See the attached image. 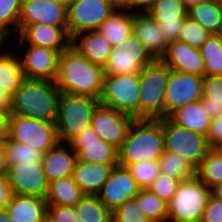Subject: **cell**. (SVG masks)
Here are the masks:
<instances>
[{
	"instance_id": "1",
	"label": "cell",
	"mask_w": 222,
	"mask_h": 222,
	"mask_svg": "<svg viewBox=\"0 0 222 222\" xmlns=\"http://www.w3.org/2000/svg\"><path fill=\"white\" fill-rule=\"evenodd\" d=\"M104 68L91 63L71 44L60 53L55 80L60 92L99 99L103 93Z\"/></svg>"
},
{
	"instance_id": "2",
	"label": "cell",
	"mask_w": 222,
	"mask_h": 222,
	"mask_svg": "<svg viewBox=\"0 0 222 222\" xmlns=\"http://www.w3.org/2000/svg\"><path fill=\"white\" fill-rule=\"evenodd\" d=\"M60 90L55 81L24 79L12 96V115L56 122Z\"/></svg>"
},
{
	"instance_id": "3",
	"label": "cell",
	"mask_w": 222,
	"mask_h": 222,
	"mask_svg": "<svg viewBox=\"0 0 222 222\" xmlns=\"http://www.w3.org/2000/svg\"><path fill=\"white\" fill-rule=\"evenodd\" d=\"M164 152L162 118L133 119L118 150L119 164L159 161Z\"/></svg>"
},
{
	"instance_id": "4",
	"label": "cell",
	"mask_w": 222,
	"mask_h": 222,
	"mask_svg": "<svg viewBox=\"0 0 222 222\" xmlns=\"http://www.w3.org/2000/svg\"><path fill=\"white\" fill-rule=\"evenodd\" d=\"M100 100L78 94H60L55 122L60 143L68 144L91 126L92 115Z\"/></svg>"
},
{
	"instance_id": "5",
	"label": "cell",
	"mask_w": 222,
	"mask_h": 222,
	"mask_svg": "<svg viewBox=\"0 0 222 222\" xmlns=\"http://www.w3.org/2000/svg\"><path fill=\"white\" fill-rule=\"evenodd\" d=\"M170 69L161 61L155 60L139 73V119L164 118V103Z\"/></svg>"
},
{
	"instance_id": "6",
	"label": "cell",
	"mask_w": 222,
	"mask_h": 222,
	"mask_svg": "<svg viewBox=\"0 0 222 222\" xmlns=\"http://www.w3.org/2000/svg\"><path fill=\"white\" fill-rule=\"evenodd\" d=\"M211 189L196 176L182 180L167 204V222H200Z\"/></svg>"
},
{
	"instance_id": "7",
	"label": "cell",
	"mask_w": 222,
	"mask_h": 222,
	"mask_svg": "<svg viewBox=\"0 0 222 222\" xmlns=\"http://www.w3.org/2000/svg\"><path fill=\"white\" fill-rule=\"evenodd\" d=\"M139 73L104 75L100 104L139 119Z\"/></svg>"
},
{
	"instance_id": "8",
	"label": "cell",
	"mask_w": 222,
	"mask_h": 222,
	"mask_svg": "<svg viewBox=\"0 0 222 222\" xmlns=\"http://www.w3.org/2000/svg\"><path fill=\"white\" fill-rule=\"evenodd\" d=\"M164 150L176 153L196 169L211 147L207 136L182 128L169 118H162Z\"/></svg>"
},
{
	"instance_id": "9",
	"label": "cell",
	"mask_w": 222,
	"mask_h": 222,
	"mask_svg": "<svg viewBox=\"0 0 222 222\" xmlns=\"http://www.w3.org/2000/svg\"><path fill=\"white\" fill-rule=\"evenodd\" d=\"M8 139L29 145L44 154L59 143L55 122H47L12 114Z\"/></svg>"
},
{
	"instance_id": "10",
	"label": "cell",
	"mask_w": 222,
	"mask_h": 222,
	"mask_svg": "<svg viewBox=\"0 0 222 222\" xmlns=\"http://www.w3.org/2000/svg\"><path fill=\"white\" fill-rule=\"evenodd\" d=\"M13 38L17 41L15 43L13 40L11 45H17V49L21 50L16 53L21 62L24 78L55 81L61 52L47 47L25 44L18 36Z\"/></svg>"
},
{
	"instance_id": "11",
	"label": "cell",
	"mask_w": 222,
	"mask_h": 222,
	"mask_svg": "<svg viewBox=\"0 0 222 222\" xmlns=\"http://www.w3.org/2000/svg\"><path fill=\"white\" fill-rule=\"evenodd\" d=\"M115 10L116 8L108 0H69L67 2L69 37L98 30Z\"/></svg>"
},
{
	"instance_id": "12",
	"label": "cell",
	"mask_w": 222,
	"mask_h": 222,
	"mask_svg": "<svg viewBox=\"0 0 222 222\" xmlns=\"http://www.w3.org/2000/svg\"><path fill=\"white\" fill-rule=\"evenodd\" d=\"M155 59L145 46L132 33L128 38L113 46V50L104 67L105 75L140 73L141 70Z\"/></svg>"
},
{
	"instance_id": "13",
	"label": "cell",
	"mask_w": 222,
	"mask_h": 222,
	"mask_svg": "<svg viewBox=\"0 0 222 222\" xmlns=\"http://www.w3.org/2000/svg\"><path fill=\"white\" fill-rule=\"evenodd\" d=\"M203 97V77L170 70L164 103V118L186 103Z\"/></svg>"
},
{
	"instance_id": "14",
	"label": "cell",
	"mask_w": 222,
	"mask_h": 222,
	"mask_svg": "<svg viewBox=\"0 0 222 222\" xmlns=\"http://www.w3.org/2000/svg\"><path fill=\"white\" fill-rule=\"evenodd\" d=\"M33 24L68 27L67 1L23 0L18 26Z\"/></svg>"
},
{
	"instance_id": "15",
	"label": "cell",
	"mask_w": 222,
	"mask_h": 222,
	"mask_svg": "<svg viewBox=\"0 0 222 222\" xmlns=\"http://www.w3.org/2000/svg\"><path fill=\"white\" fill-rule=\"evenodd\" d=\"M133 118L99 104L93 112L91 127L99 138L120 149Z\"/></svg>"
},
{
	"instance_id": "16",
	"label": "cell",
	"mask_w": 222,
	"mask_h": 222,
	"mask_svg": "<svg viewBox=\"0 0 222 222\" xmlns=\"http://www.w3.org/2000/svg\"><path fill=\"white\" fill-rule=\"evenodd\" d=\"M6 177L13 194L46 197L49 183L42 163H20L9 166Z\"/></svg>"
},
{
	"instance_id": "17",
	"label": "cell",
	"mask_w": 222,
	"mask_h": 222,
	"mask_svg": "<svg viewBox=\"0 0 222 222\" xmlns=\"http://www.w3.org/2000/svg\"><path fill=\"white\" fill-rule=\"evenodd\" d=\"M139 190L135 179L126 167L117 165L111 171L108 180L97 196L113 212L128 199L134 198Z\"/></svg>"
},
{
	"instance_id": "18",
	"label": "cell",
	"mask_w": 222,
	"mask_h": 222,
	"mask_svg": "<svg viewBox=\"0 0 222 222\" xmlns=\"http://www.w3.org/2000/svg\"><path fill=\"white\" fill-rule=\"evenodd\" d=\"M187 10L182 0H158L146 13L160 25L170 43L179 39Z\"/></svg>"
},
{
	"instance_id": "19",
	"label": "cell",
	"mask_w": 222,
	"mask_h": 222,
	"mask_svg": "<svg viewBox=\"0 0 222 222\" xmlns=\"http://www.w3.org/2000/svg\"><path fill=\"white\" fill-rule=\"evenodd\" d=\"M170 70L205 76V64L199 49L182 41L168 43L165 55L160 59Z\"/></svg>"
},
{
	"instance_id": "20",
	"label": "cell",
	"mask_w": 222,
	"mask_h": 222,
	"mask_svg": "<svg viewBox=\"0 0 222 222\" xmlns=\"http://www.w3.org/2000/svg\"><path fill=\"white\" fill-rule=\"evenodd\" d=\"M17 36L25 43L55 49L59 52L71 44L68 27H55L43 24L18 26Z\"/></svg>"
},
{
	"instance_id": "21",
	"label": "cell",
	"mask_w": 222,
	"mask_h": 222,
	"mask_svg": "<svg viewBox=\"0 0 222 222\" xmlns=\"http://www.w3.org/2000/svg\"><path fill=\"white\" fill-rule=\"evenodd\" d=\"M133 34L145 46L155 60H160L167 51L168 43L160 25L147 13L133 12Z\"/></svg>"
},
{
	"instance_id": "22",
	"label": "cell",
	"mask_w": 222,
	"mask_h": 222,
	"mask_svg": "<svg viewBox=\"0 0 222 222\" xmlns=\"http://www.w3.org/2000/svg\"><path fill=\"white\" fill-rule=\"evenodd\" d=\"M117 165L119 164H98L76 160L72 177L84 195L97 196Z\"/></svg>"
},
{
	"instance_id": "23",
	"label": "cell",
	"mask_w": 222,
	"mask_h": 222,
	"mask_svg": "<svg viewBox=\"0 0 222 222\" xmlns=\"http://www.w3.org/2000/svg\"><path fill=\"white\" fill-rule=\"evenodd\" d=\"M47 207L45 198L13 194L5 209L13 222H47Z\"/></svg>"
},
{
	"instance_id": "24",
	"label": "cell",
	"mask_w": 222,
	"mask_h": 222,
	"mask_svg": "<svg viewBox=\"0 0 222 222\" xmlns=\"http://www.w3.org/2000/svg\"><path fill=\"white\" fill-rule=\"evenodd\" d=\"M71 45L91 63L103 68L113 50V46L98 30L75 35L71 38Z\"/></svg>"
},
{
	"instance_id": "25",
	"label": "cell",
	"mask_w": 222,
	"mask_h": 222,
	"mask_svg": "<svg viewBox=\"0 0 222 222\" xmlns=\"http://www.w3.org/2000/svg\"><path fill=\"white\" fill-rule=\"evenodd\" d=\"M76 160L70 146L60 142L44 154L42 165L48 183L72 176Z\"/></svg>"
},
{
	"instance_id": "26",
	"label": "cell",
	"mask_w": 222,
	"mask_h": 222,
	"mask_svg": "<svg viewBox=\"0 0 222 222\" xmlns=\"http://www.w3.org/2000/svg\"><path fill=\"white\" fill-rule=\"evenodd\" d=\"M176 125L207 136L211 118L205 111L202 101L186 103L176 109L169 117Z\"/></svg>"
},
{
	"instance_id": "27",
	"label": "cell",
	"mask_w": 222,
	"mask_h": 222,
	"mask_svg": "<svg viewBox=\"0 0 222 222\" xmlns=\"http://www.w3.org/2000/svg\"><path fill=\"white\" fill-rule=\"evenodd\" d=\"M9 41L6 49L0 52V86L13 96L25 78L20 59L15 51L17 46L10 48Z\"/></svg>"
},
{
	"instance_id": "28",
	"label": "cell",
	"mask_w": 222,
	"mask_h": 222,
	"mask_svg": "<svg viewBox=\"0 0 222 222\" xmlns=\"http://www.w3.org/2000/svg\"><path fill=\"white\" fill-rule=\"evenodd\" d=\"M82 162L98 164H119L118 150L104 140L91 143H68Z\"/></svg>"
},
{
	"instance_id": "29",
	"label": "cell",
	"mask_w": 222,
	"mask_h": 222,
	"mask_svg": "<svg viewBox=\"0 0 222 222\" xmlns=\"http://www.w3.org/2000/svg\"><path fill=\"white\" fill-rule=\"evenodd\" d=\"M98 31L112 46L119 44L133 33V12L116 9L101 24Z\"/></svg>"
},
{
	"instance_id": "30",
	"label": "cell",
	"mask_w": 222,
	"mask_h": 222,
	"mask_svg": "<svg viewBox=\"0 0 222 222\" xmlns=\"http://www.w3.org/2000/svg\"><path fill=\"white\" fill-rule=\"evenodd\" d=\"M83 197V192L69 176L50 182L45 200L48 205L74 207Z\"/></svg>"
},
{
	"instance_id": "31",
	"label": "cell",
	"mask_w": 222,
	"mask_h": 222,
	"mask_svg": "<svg viewBox=\"0 0 222 222\" xmlns=\"http://www.w3.org/2000/svg\"><path fill=\"white\" fill-rule=\"evenodd\" d=\"M187 14L209 33L217 34L222 25V2L220 0L203 1L191 6Z\"/></svg>"
},
{
	"instance_id": "32",
	"label": "cell",
	"mask_w": 222,
	"mask_h": 222,
	"mask_svg": "<svg viewBox=\"0 0 222 222\" xmlns=\"http://www.w3.org/2000/svg\"><path fill=\"white\" fill-rule=\"evenodd\" d=\"M160 173L170 178L182 180L196 176V169L176 153L164 150L159 158Z\"/></svg>"
},
{
	"instance_id": "33",
	"label": "cell",
	"mask_w": 222,
	"mask_h": 222,
	"mask_svg": "<svg viewBox=\"0 0 222 222\" xmlns=\"http://www.w3.org/2000/svg\"><path fill=\"white\" fill-rule=\"evenodd\" d=\"M74 209L81 222H112V212L98 196L84 195Z\"/></svg>"
},
{
	"instance_id": "34",
	"label": "cell",
	"mask_w": 222,
	"mask_h": 222,
	"mask_svg": "<svg viewBox=\"0 0 222 222\" xmlns=\"http://www.w3.org/2000/svg\"><path fill=\"white\" fill-rule=\"evenodd\" d=\"M201 101L211 119L222 115V76L203 77Z\"/></svg>"
},
{
	"instance_id": "35",
	"label": "cell",
	"mask_w": 222,
	"mask_h": 222,
	"mask_svg": "<svg viewBox=\"0 0 222 222\" xmlns=\"http://www.w3.org/2000/svg\"><path fill=\"white\" fill-rule=\"evenodd\" d=\"M196 177L209 189L222 182V154L211 148L196 168Z\"/></svg>"
},
{
	"instance_id": "36",
	"label": "cell",
	"mask_w": 222,
	"mask_h": 222,
	"mask_svg": "<svg viewBox=\"0 0 222 222\" xmlns=\"http://www.w3.org/2000/svg\"><path fill=\"white\" fill-rule=\"evenodd\" d=\"M22 3L23 0H0V35L7 39L18 34Z\"/></svg>"
},
{
	"instance_id": "37",
	"label": "cell",
	"mask_w": 222,
	"mask_h": 222,
	"mask_svg": "<svg viewBox=\"0 0 222 222\" xmlns=\"http://www.w3.org/2000/svg\"><path fill=\"white\" fill-rule=\"evenodd\" d=\"M205 64V76H222V41L211 34L199 49Z\"/></svg>"
},
{
	"instance_id": "38",
	"label": "cell",
	"mask_w": 222,
	"mask_h": 222,
	"mask_svg": "<svg viewBox=\"0 0 222 222\" xmlns=\"http://www.w3.org/2000/svg\"><path fill=\"white\" fill-rule=\"evenodd\" d=\"M135 198L141 210L152 222H167V203L153 194L149 189H140Z\"/></svg>"
},
{
	"instance_id": "39",
	"label": "cell",
	"mask_w": 222,
	"mask_h": 222,
	"mask_svg": "<svg viewBox=\"0 0 222 222\" xmlns=\"http://www.w3.org/2000/svg\"><path fill=\"white\" fill-rule=\"evenodd\" d=\"M6 155L9 166L20 163H42L44 153L37 151L29 145L6 139Z\"/></svg>"
},
{
	"instance_id": "40",
	"label": "cell",
	"mask_w": 222,
	"mask_h": 222,
	"mask_svg": "<svg viewBox=\"0 0 222 222\" xmlns=\"http://www.w3.org/2000/svg\"><path fill=\"white\" fill-rule=\"evenodd\" d=\"M126 167L140 189H148L160 174L158 161H142L135 164H119Z\"/></svg>"
},
{
	"instance_id": "41",
	"label": "cell",
	"mask_w": 222,
	"mask_h": 222,
	"mask_svg": "<svg viewBox=\"0 0 222 222\" xmlns=\"http://www.w3.org/2000/svg\"><path fill=\"white\" fill-rule=\"evenodd\" d=\"M210 36L211 33L187 16L184 20L178 40L185 42L196 49H200Z\"/></svg>"
},
{
	"instance_id": "42",
	"label": "cell",
	"mask_w": 222,
	"mask_h": 222,
	"mask_svg": "<svg viewBox=\"0 0 222 222\" xmlns=\"http://www.w3.org/2000/svg\"><path fill=\"white\" fill-rule=\"evenodd\" d=\"M112 222H152L141 210L137 199L130 198L112 212Z\"/></svg>"
},
{
	"instance_id": "43",
	"label": "cell",
	"mask_w": 222,
	"mask_h": 222,
	"mask_svg": "<svg viewBox=\"0 0 222 222\" xmlns=\"http://www.w3.org/2000/svg\"><path fill=\"white\" fill-rule=\"evenodd\" d=\"M179 183L178 179L160 173L148 189L168 204L177 191Z\"/></svg>"
},
{
	"instance_id": "44",
	"label": "cell",
	"mask_w": 222,
	"mask_h": 222,
	"mask_svg": "<svg viewBox=\"0 0 222 222\" xmlns=\"http://www.w3.org/2000/svg\"><path fill=\"white\" fill-rule=\"evenodd\" d=\"M47 222H81L72 206L48 205Z\"/></svg>"
},
{
	"instance_id": "45",
	"label": "cell",
	"mask_w": 222,
	"mask_h": 222,
	"mask_svg": "<svg viewBox=\"0 0 222 222\" xmlns=\"http://www.w3.org/2000/svg\"><path fill=\"white\" fill-rule=\"evenodd\" d=\"M200 222H222V201L210 195Z\"/></svg>"
},
{
	"instance_id": "46",
	"label": "cell",
	"mask_w": 222,
	"mask_h": 222,
	"mask_svg": "<svg viewBox=\"0 0 222 222\" xmlns=\"http://www.w3.org/2000/svg\"><path fill=\"white\" fill-rule=\"evenodd\" d=\"M207 140L211 148H215L222 142V115L211 119Z\"/></svg>"
},
{
	"instance_id": "47",
	"label": "cell",
	"mask_w": 222,
	"mask_h": 222,
	"mask_svg": "<svg viewBox=\"0 0 222 222\" xmlns=\"http://www.w3.org/2000/svg\"><path fill=\"white\" fill-rule=\"evenodd\" d=\"M13 196L12 187L6 176H0V209L6 208Z\"/></svg>"
},
{
	"instance_id": "48",
	"label": "cell",
	"mask_w": 222,
	"mask_h": 222,
	"mask_svg": "<svg viewBox=\"0 0 222 222\" xmlns=\"http://www.w3.org/2000/svg\"><path fill=\"white\" fill-rule=\"evenodd\" d=\"M99 140V135L90 126L75 136L69 143H91Z\"/></svg>"
},
{
	"instance_id": "49",
	"label": "cell",
	"mask_w": 222,
	"mask_h": 222,
	"mask_svg": "<svg viewBox=\"0 0 222 222\" xmlns=\"http://www.w3.org/2000/svg\"><path fill=\"white\" fill-rule=\"evenodd\" d=\"M158 0H131V11L146 13Z\"/></svg>"
},
{
	"instance_id": "50",
	"label": "cell",
	"mask_w": 222,
	"mask_h": 222,
	"mask_svg": "<svg viewBox=\"0 0 222 222\" xmlns=\"http://www.w3.org/2000/svg\"><path fill=\"white\" fill-rule=\"evenodd\" d=\"M12 95L0 86V112L11 113Z\"/></svg>"
},
{
	"instance_id": "51",
	"label": "cell",
	"mask_w": 222,
	"mask_h": 222,
	"mask_svg": "<svg viewBox=\"0 0 222 222\" xmlns=\"http://www.w3.org/2000/svg\"><path fill=\"white\" fill-rule=\"evenodd\" d=\"M9 164L6 155V140L0 141V176H6Z\"/></svg>"
},
{
	"instance_id": "52",
	"label": "cell",
	"mask_w": 222,
	"mask_h": 222,
	"mask_svg": "<svg viewBox=\"0 0 222 222\" xmlns=\"http://www.w3.org/2000/svg\"><path fill=\"white\" fill-rule=\"evenodd\" d=\"M10 113L0 112V141L6 140L9 135Z\"/></svg>"
},
{
	"instance_id": "53",
	"label": "cell",
	"mask_w": 222,
	"mask_h": 222,
	"mask_svg": "<svg viewBox=\"0 0 222 222\" xmlns=\"http://www.w3.org/2000/svg\"><path fill=\"white\" fill-rule=\"evenodd\" d=\"M118 10H130L131 0H108Z\"/></svg>"
},
{
	"instance_id": "54",
	"label": "cell",
	"mask_w": 222,
	"mask_h": 222,
	"mask_svg": "<svg viewBox=\"0 0 222 222\" xmlns=\"http://www.w3.org/2000/svg\"><path fill=\"white\" fill-rule=\"evenodd\" d=\"M211 195L222 201V182L216 184L211 188Z\"/></svg>"
},
{
	"instance_id": "55",
	"label": "cell",
	"mask_w": 222,
	"mask_h": 222,
	"mask_svg": "<svg viewBox=\"0 0 222 222\" xmlns=\"http://www.w3.org/2000/svg\"><path fill=\"white\" fill-rule=\"evenodd\" d=\"M0 222H13L6 211L5 208L0 209Z\"/></svg>"
},
{
	"instance_id": "56",
	"label": "cell",
	"mask_w": 222,
	"mask_h": 222,
	"mask_svg": "<svg viewBox=\"0 0 222 222\" xmlns=\"http://www.w3.org/2000/svg\"><path fill=\"white\" fill-rule=\"evenodd\" d=\"M203 1H206V0H182L184 6L189 9L191 6L193 5H196V4H199Z\"/></svg>"
},
{
	"instance_id": "57",
	"label": "cell",
	"mask_w": 222,
	"mask_h": 222,
	"mask_svg": "<svg viewBox=\"0 0 222 222\" xmlns=\"http://www.w3.org/2000/svg\"><path fill=\"white\" fill-rule=\"evenodd\" d=\"M8 39L2 35H0V52L6 48V44Z\"/></svg>"
},
{
	"instance_id": "58",
	"label": "cell",
	"mask_w": 222,
	"mask_h": 222,
	"mask_svg": "<svg viewBox=\"0 0 222 222\" xmlns=\"http://www.w3.org/2000/svg\"><path fill=\"white\" fill-rule=\"evenodd\" d=\"M215 149H217L222 154V142L218 144Z\"/></svg>"
},
{
	"instance_id": "59",
	"label": "cell",
	"mask_w": 222,
	"mask_h": 222,
	"mask_svg": "<svg viewBox=\"0 0 222 222\" xmlns=\"http://www.w3.org/2000/svg\"><path fill=\"white\" fill-rule=\"evenodd\" d=\"M217 35L219 36V39L222 41V25L219 29V32L217 33Z\"/></svg>"
}]
</instances>
